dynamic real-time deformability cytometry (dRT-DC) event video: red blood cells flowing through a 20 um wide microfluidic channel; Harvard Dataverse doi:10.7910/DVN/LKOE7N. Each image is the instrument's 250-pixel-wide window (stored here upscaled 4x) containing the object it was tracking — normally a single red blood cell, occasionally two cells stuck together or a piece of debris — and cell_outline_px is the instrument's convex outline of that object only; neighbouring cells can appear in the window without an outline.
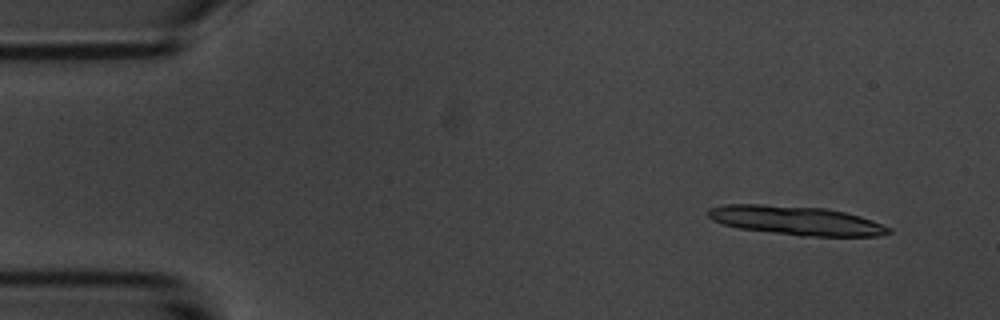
{"species": "common noctule bat (a hibernating species)", "species_latin": "Nyctalus noctula", "temperature_condition": "room temperature", "stored_images_in_passage": 5, "camera_frame_rate_fps": 3000, "um_per_image_px": 0.085, "animal": {"sex": "male", "body_mass_g": 20.1, "forearm_length_mm": 53.5}, "frame": {"image": 1, "passage_image": 1, "time_ms": 0.0, "image_size_px": [1000, 320], "cell_outline_px": [[892, 232], [880, 236], [800, 236], [740, 228], [724, 224], [712, 220], [708, 216], [708, 208], [724, 204], [760, 204], [828, 208], [860, 216], [872, 220], [892, 228]], "centroid_in_image_um": [67.69, 18.74], "position_along_channel_um": 17.3, "area_um2": 30.58}}
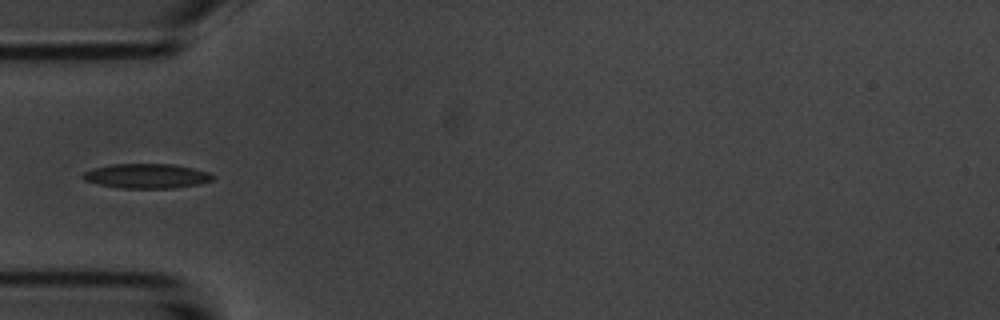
{"frame": {"image": 2, "passage_image": 5, "time_ms": 4.333, "image_size_px": [1000, 320], "cell_outline_px": [[216, 176], [212, 180], [200, 184], [172, 188], [120, 188], [96, 184], [84, 180], [80, 176], [84, 172], [96, 168], [112, 164], [172, 164], [192, 168], [208, 172]], "centroid_in_image_um": [12.46, 14.96], "position_along_channel_um": 72.5, "area_um2": 18.61}}